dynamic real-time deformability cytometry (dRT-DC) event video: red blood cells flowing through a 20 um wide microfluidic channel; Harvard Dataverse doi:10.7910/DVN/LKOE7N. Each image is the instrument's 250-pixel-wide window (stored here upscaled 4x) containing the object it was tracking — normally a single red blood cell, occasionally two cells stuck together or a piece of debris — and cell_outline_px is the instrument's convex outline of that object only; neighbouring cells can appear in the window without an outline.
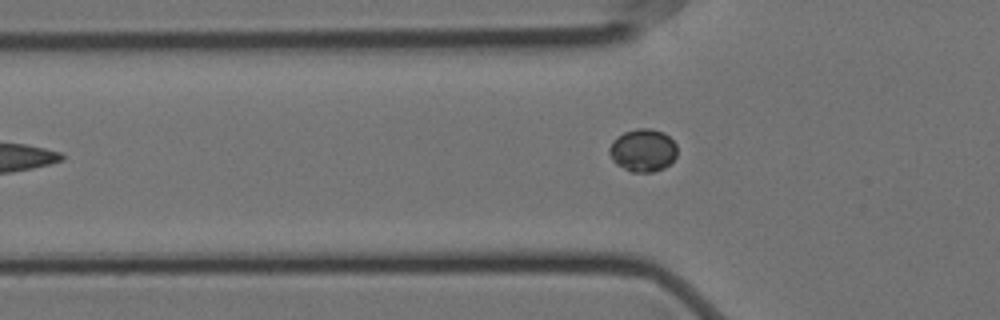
{"species": "Egyptian fruit bat (a non-hibernating species)", "species_latin": "Rousettus aegyptiacus", "temperature_condition": "cold", "stored_images_in_passage": 5, "camera_frame_rate_fps": 3000, "um_per_image_px": 0.085, "animal": {"sex": "female"}, "frame": {"image": 1, "passage_image": 5, "time_ms": 1.333, "image_size_px": [1000, 320], "cell_outline_px": [[676, 156], [664, 168], [652, 172], [632, 172], [616, 164], [612, 160], [608, 152], [608, 148], [612, 140], [616, 136], [624, 132], [636, 128], [648, 128], [664, 132], [676, 144]], "centroid_in_image_um": [54.61, 12.76], "position_along_channel_um": 71.2, "area_um2": 16.99}}